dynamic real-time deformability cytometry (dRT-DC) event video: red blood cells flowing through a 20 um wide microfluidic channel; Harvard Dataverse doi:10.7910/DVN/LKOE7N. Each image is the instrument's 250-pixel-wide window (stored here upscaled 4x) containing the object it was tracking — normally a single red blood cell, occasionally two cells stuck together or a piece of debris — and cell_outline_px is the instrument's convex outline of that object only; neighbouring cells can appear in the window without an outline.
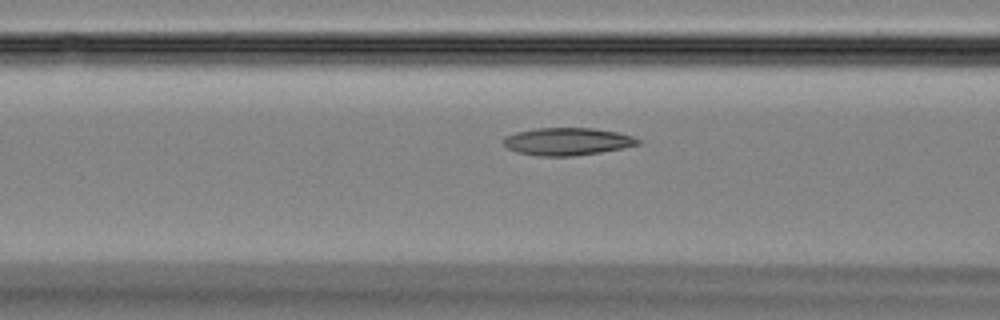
{"species": "Egyptian fruit bat (a non-hibernating species)", "species_latin": "Rousettus aegyptiacus", "temperature_condition": "room temperature", "stored_images_in_passage": 47, "camera_frame_rate_fps": 3000, "um_per_image_px": 0.085, "animal": {"sex": "female"}, "frame": {"image": 1, "passage_image": 19, "time_ms": 6.0, "image_size_px": [1000, 320], "cell_outline_px": [[640, 144], [624, 148], [600, 152], [572, 156], [536, 156], [516, 152], [508, 148], [504, 144], [504, 136], [516, 132], [536, 128], [592, 128], [616, 132], [632, 136], [640, 140]], "centroid_in_image_um": [48.2, 12.03], "position_along_channel_um": 118.4, "area_um2": 21.56}}
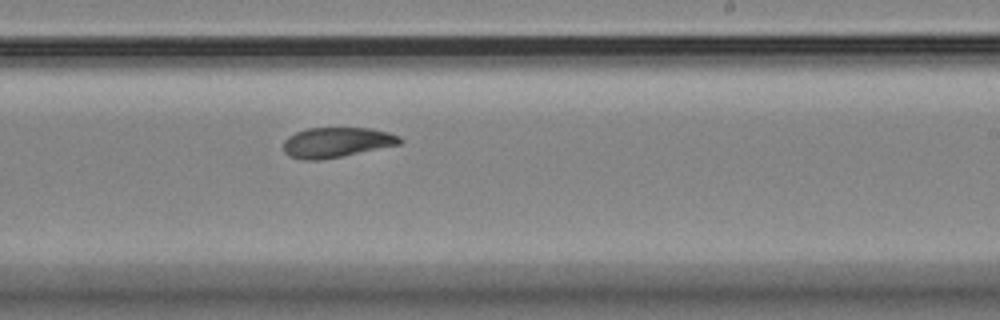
{"frame": {"image": 2, "passage_image": 29, "time_ms": 9.333, "image_size_px": [1000, 320], "cell_outline_px": [[404, 140], [400, 144], [344, 156], [320, 160], [304, 160], [288, 156], [284, 152], [284, 140], [288, 136], [296, 132], [308, 128], [372, 128], [388, 132], [400, 136]], "centroid_in_image_um": [28.62, 12.1], "position_along_channel_um": 260.4, "area_um2": 20.58}}
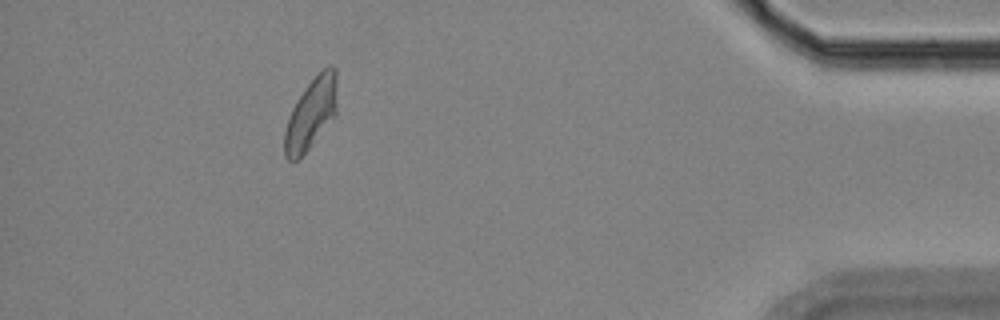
{"frame": {"image": 3, "passage_image": 43, "time_ms": 14.0, "image_size_px": [1000, 320], "cell_outline_px": [[336, 116], [308, 148], [296, 160], [288, 160], [284, 156], [284, 132], [292, 108], [296, 100], [304, 88], [328, 64], [332, 64], [336, 68]], "centroid_in_image_um": [26.45, 9.63], "position_along_channel_um": 408.8, "area_um2": 21.56}}